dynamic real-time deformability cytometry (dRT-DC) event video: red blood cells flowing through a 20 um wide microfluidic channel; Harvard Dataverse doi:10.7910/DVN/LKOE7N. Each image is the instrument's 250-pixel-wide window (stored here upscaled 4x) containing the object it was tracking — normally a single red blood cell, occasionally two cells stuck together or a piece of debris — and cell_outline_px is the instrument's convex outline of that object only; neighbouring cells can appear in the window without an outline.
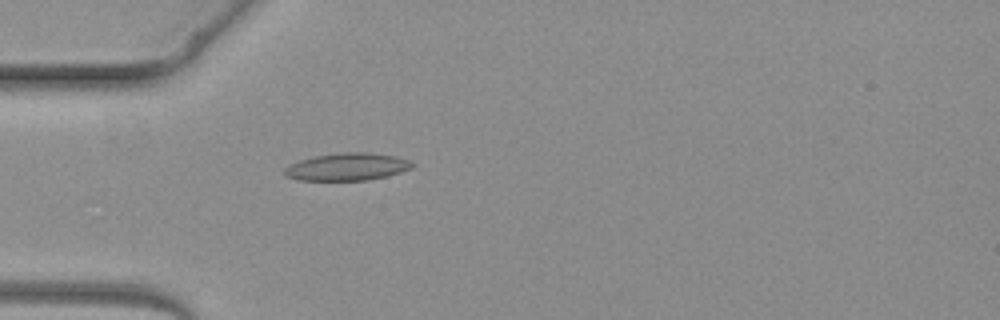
{"species": "common noctule bat (a hibernating species)", "species_latin": "Nyctalus noctula", "temperature_condition": "warm", "stored_images_in_passage": 1, "camera_frame_rate_fps": 3000, "um_per_image_px": 0.085, "animal": {"sex": "female", "body_mass_g": 19.3, "forearm_length_mm": 54.1}, "frame": {"image": 1, "passage_image": 1, "time_ms": 0.0, "image_size_px": [1000, 320], "cell_outline_px": [[416, 164], [412, 168], [388, 176], [368, 180], [300, 180], [288, 176], [284, 172], [284, 168], [288, 164], [300, 160], [316, 156], [344, 152], [368, 152], [396, 156], [408, 160]], "centroid_in_image_um": [29.54, 14.17], "position_along_channel_um": 55.5, "area_um2": 20.4}}